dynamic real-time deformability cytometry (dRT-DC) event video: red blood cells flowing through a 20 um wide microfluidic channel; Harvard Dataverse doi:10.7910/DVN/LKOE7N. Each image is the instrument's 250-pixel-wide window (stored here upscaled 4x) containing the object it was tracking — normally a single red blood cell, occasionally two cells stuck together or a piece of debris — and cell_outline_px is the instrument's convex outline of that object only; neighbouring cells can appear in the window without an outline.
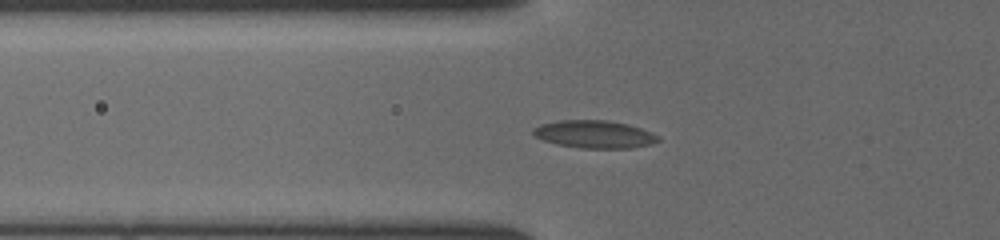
{"species": "common noctule bat (a hibernating species)", "species_latin": "Nyctalus noctula", "temperature_condition": "cold", "stored_images_in_passage": 45, "camera_frame_rate_fps": 3000, "um_per_image_px": 0.085, "animal": {"sex": "female", "body_mass_g": 19.5, "forearm_length_mm": 54.1}, "frame": {"image": 1, "passage_image": 14, "time_ms": 4.333, "image_size_px": [1000, 240], "cell_outline_px": [[660, 140], [652, 144], [632, 148], [580, 148], [556, 144], [544, 140], [536, 136], [532, 132], [532, 128], [540, 124], [560, 120], [604, 120], [628, 124], [652, 132], [660, 136]], "centroid_in_image_um": [50.54, 11.41], "position_along_channel_um": 75.3, "area_um2": 20.23}}
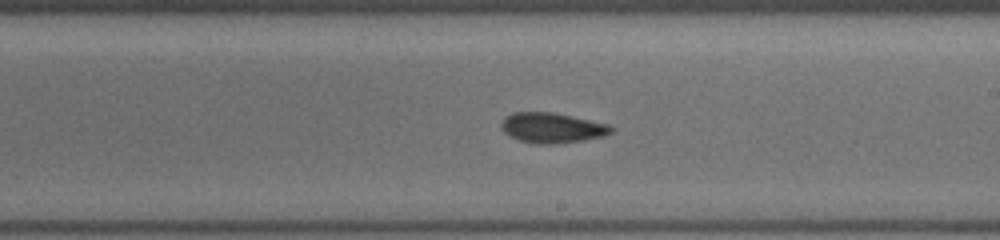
{"frame": {"image": 2, "passage_image": 26, "time_ms": 8.333, "image_size_px": [1000, 240], "cell_outline_px": [[616, 128], [612, 132], [604, 136], [584, 140], [556, 144], [536, 144], [520, 140], [508, 136], [500, 128], [500, 124], [504, 116], [512, 112], [552, 112], [572, 116], [608, 124]], "centroid_in_image_um": [46.9, 10.86], "position_along_channel_um": 242.1, "area_um2": 19.59}}
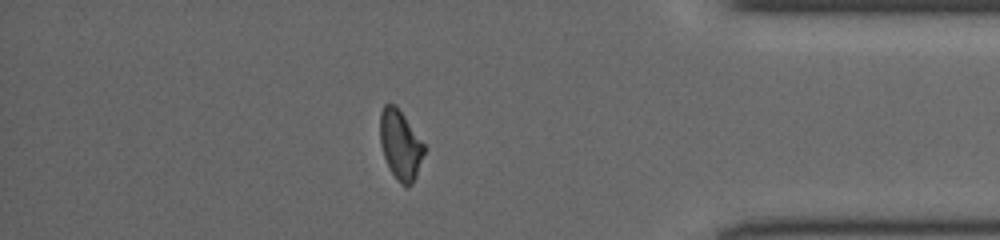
{"frame": {"image": 3, "passage_image": 39, "time_ms": 12.667, "image_size_px": [1000, 240], "cell_outline_px": [[424, 152], [416, 176], [412, 184], [408, 188], [404, 188], [396, 180], [384, 156], [380, 144], [380, 112], [384, 104], [396, 104], [424, 144]], "centroid_in_image_um": [34.02, 12.32], "position_along_channel_um": 401.2, "area_um2": 17.8}}